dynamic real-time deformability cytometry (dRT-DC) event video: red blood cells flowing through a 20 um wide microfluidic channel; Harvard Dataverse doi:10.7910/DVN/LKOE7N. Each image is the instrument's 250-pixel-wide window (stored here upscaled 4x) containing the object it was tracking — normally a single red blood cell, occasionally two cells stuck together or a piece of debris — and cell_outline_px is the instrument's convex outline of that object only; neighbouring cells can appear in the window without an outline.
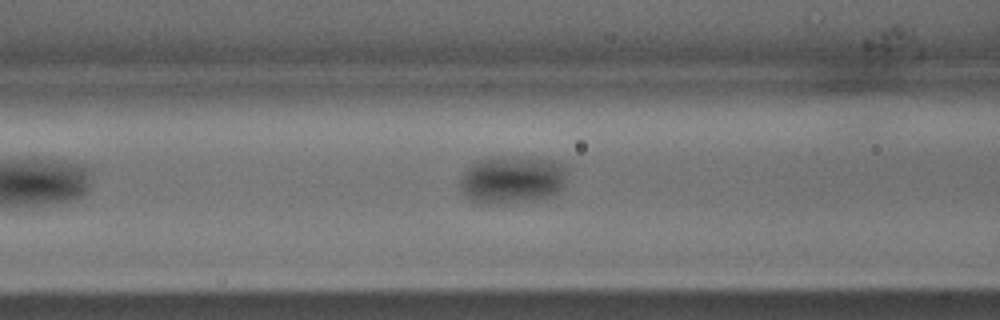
{"species": "common noctule bat (a hibernating species)", "species_latin": "Nyctalus noctula", "temperature_condition": "warm", "stored_images_in_passage": 10, "camera_frame_rate_fps": 3000, "um_per_image_px": 0.085, "animal": {"sex": "male", "body_mass_g": 15.6}, "frame": {"image": 1, "passage_image": 7, "time_ms": 2.0, "image_size_px": [1000, 320], "cell_outline_px": [[564, 184], [556, 192], [544, 196], [508, 200], [476, 200], [468, 196], [464, 192], [460, 184], [460, 180], [476, 164], [488, 160], [544, 160], [556, 164], [564, 168]], "centroid_in_image_um": [43.56, 15.28], "position_along_channel_um": 123.0, "area_um2": 25.61}}